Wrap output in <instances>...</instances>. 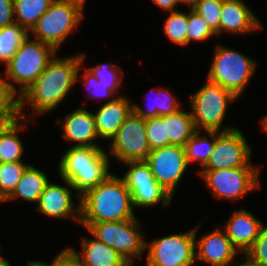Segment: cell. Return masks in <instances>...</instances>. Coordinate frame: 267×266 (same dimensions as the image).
I'll return each instance as SVG.
<instances>
[{"label": "cell", "mask_w": 267, "mask_h": 266, "mask_svg": "<svg viewBox=\"0 0 267 266\" xmlns=\"http://www.w3.org/2000/svg\"><path fill=\"white\" fill-rule=\"evenodd\" d=\"M85 56V53L62 58L55 55L35 82L20 96L21 118L34 120L35 115L54 111L75 87ZM27 103L34 112L32 117L24 112Z\"/></svg>", "instance_id": "cell-1"}, {"label": "cell", "mask_w": 267, "mask_h": 266, "mask_svg": "<svg viewBox=\"0 0 267 266\" xmlns=\"http://www.w3.org/2000/svg\"><path fill=\"white\" fill-rule=\"evenodd\" d=\"M80 223L125 221L137 218L130 190L121 177L110 174L80 196Z\"/></svg>", "instance_id": "cell-2"}, {"label": "cell", "mask_w": 267, "mask_h": 266, "mask_svg": "<svg viewBox=\"0 0 267 266\" xmlns=\"http://www.w3.org/2000/svg\"><path fill=\"white\" fill-rule=\"evenodd\" d=\"M61 179L69 181L77 199L110 175V159L103 147L70 146L58 163Z\"/></svg>", "instance_id": "cell-3"}, {"label": "cell", "mask_w": 267, "mask_h": 266, "mask_svg": "<svg viewBox=\"0 0 267 266\" xmlns=\"http://www.w3.org/2000/svg\"><path fill=\"white\" fill-rule=\"evenodd\" d=\"M29 35L22 41L18 50L5 66L3 80L21 96L43 72L57 54L56 50ZM12 80V82H11ZM14 82L18 84L16 88Z\"/></svg>", "instance_id": "cell-4"}, {"label": "cell", "mask_w": 267, "mask_h": 266, "mask_svg": "<svg viewBox=\"0 0 267 266\" xmlns=\"http://www.w3.org/2000/svg\"><path fill=\"white\" fill-rule=\"evenodd\" d=\"M214 51L207 80L231 91L239 99L254 77L257 64L242 52L221 44Z\"/></svg>", "instance_id": "cell-5"}, {"label": "cell", "mask_w": 267, "mask_h": 266, "mask_svg": "<svg viewBox=\"0 0 267 266\" xmlns=\"http://www.w3.org/2000/svg\"><path fill=\"white\" fill-rule=\"evenodd\" d=\"M83 8L80 3L74 1L54 0L28 35L33 34L35 40L58 51L85 17Z\"/></svg>", "instance_id": "cell-6"}, {"label": "cell", "mask_w": 267, "mask_h": 266, "mask_svg": "<svg viewBox=\"0 0 267 266\" xmlns=\"http://www.w3.org/2000/svg\"><path fill=\"white\" fill-rule=\"evenodd\" d=\"M238 98L229 90L207 80L191 97V115L196 130L225 132L235 127L223 128L227 107Z\"/></svg>", "instance_id": "cell-7"}, {"label": "cell", "mask_w": 267, "mask_h": 266, "mask_svg": "<svg viewBox=\"0 0 267 266\" xmlns=\"http://www.w3.org/2000/svg\"><path fill=\"white\" fill-rule=\"evenodd\" d=\"M89 233L113 248L125 261L134 262L145 252L144 236L138 218L125 221L80 223ZM135 258V259H134Z\"/></svg>", "instance_id": "cell-8"}, {"label": "cell", "mask_w": 267, "mask_h": 266, "mask_svg": "<svg viewBox=\"0 0 267 266\" xmlns=\"http://www.w3.org/2000/svg\"><path fill=\"white\" fill-rule=\"evenodd\" d=\"M216 199L237 201L260 188V168L244 166L220 170H198Z\"/></svg>", "instance_id": "cell-9"}, {"label": "cell", "mask_w": 267, "mask_h": 266, "mask_svg": "<svg viewBox=\"0 0 267 266\" xmlns=\"http://www.w3.org/2000/svg\"><path fill=\"white\" fill-rule=\"evenodd\" d=\"M200 226L186 233L170 234L151 242L148 248L146 266H195V240Z\"/></svg>", "instance_id": "cell-10"}, {"label": "cell", "mask_w": 267, "mask_h": 266, "mask_svg": "<svg viewBox=\"0 0 267 266\" xmlns=\"http://www.w3.org/2000/svg\"><path fill=\"white\" fill-rule=\"evenodd\" d=\"M111 154L118 162L146 161L151 149L147 139L145 119L133 110L119 127L109 144Z\"/></svg>", "instance_id": "cell-11"}, {"label": "cell", "mask_w": 267, "mask_h": 266, "mask_svg": "<svg viewBox=\"0 0 267 266\" xmlns=\"http://www.w3.org/2000/svg\"><path fill=\"white\" fill-rule=\"evenodd\" d=\"M128 170L122 180L132 195L134 208H148L161 203L169 207L173 197L156 181L145 161L125 162Z\"/></svg>", "instance_id": "cell-12"}, {"label": "cell", "mask_w": 267, "mask_h": 266, "mask_svg": "<svg viewBox=\"0 0 267 266\" xmlns=\"http://www.w3.org/2000/svg\"><path fill=\"white\" fill-rule=\"evenodd\" d=\"M244 136L238 128L225 132L217 131L213 151L207 164L201 170L254 166L250 162L253 151Z\"/></svg>", "instance_id": "cell-13"}, {"label": "cell", "mask_w": 267, "mask_h": 266, "mask_svg": "<svg viewBox=\"0 0 267 266\" xmlns=\"http://www.w3.org/2000/svg\"><path fill=\"white\" fill-rule=\"evenodd\" d=\"M156 181L174 197L181 178L188 168L184 147L167 145L151 150L145 161Z\"/></svg>", "instance_id": "cell-14"}, {"label": "cell", "mask_w": 267, "mask_h": 266, "mask_svg": "<svg viewBox=\"0 0 267 266\" xmlns=\"http://www.w3.org/2000/svg\"><path fill=\"white\" fill-rule=\"evenodd\" d=\"M62 180L63 186L50 181L46 184L37 203V211L53 218L67 219L73 217L76 222L80 223V199H78V206H76L71 197L73 196L72 190L75 191L74 187L69 181Z\"/></svg>", "instance_id": "cell-15"}, {"label": "cell", "mask_w": 267, "mask_h": 266, "mask_svg": "<svg viewBox=\"0 0 267 266\" xmlns=\"http://www.w3.org/2000/svg\"><path fill=\"white\" fill-rule=\"evenodd\" d=\"M220 229L218 227L195 240V260L211 266H228L235 260L239 252L225 231Z\"/></svg>", "instance_id": "cell-16"}, {"label": "cell", "mask_w": 267, "mask_h": 266, "mask_svg": "<svg viewBox=\"0 0 267 266\" xmlns=\"http://www.w3.org/2000/svg\"><path fill=\"white\" fill-rule=\"evenodd\" d=\"M62 128V137L68 142H77L73 146L77 147H102L95 143L97 138V127L93 112L85 108L78 107L71 113L65 115L63 119H56Z\"/></svg>", "instance_id": "cell-17"}, {"label": "cell", "mask_w": 267, "mask_h": 266, "mask_svg": "<svg viewBox=\"0 0 267 266\" xmlns=\"http://www.w3.org/2000/svg\"><path fill=\"white\" fill-rule=\"evenodd\" d=\"M262 223L252 213L242 208L233 211L223 230L238 252L245 255L259 236Z\"/></svg>", "instance_id": "cell-18"}, {"label": "cell", "mask_w": 267, "mask_h": 266, "mask_svg": "<svg viewBox=\"0 0 267 266\" xmlns=\"http://www.w3.org/2000/svg\"><path fill=\"white\" fill-rule=\"evenodd\" d=\"M261 28L260 20L243 0H223L220 35L223 32L244 35Z\"/></svg>", "instance_id": "cell-19"}, {"label": "cell", "mask_w": 267, "mask_h": 266, "mask_svg": "<svg viewBox=\"0 0 267 266\" xmlns=\"http://www.w3.org/2000/svg\"><path fill=\"white\" fill-rule=\"evenodd\" d=\"M132 101L133 99L129 100L119 94L113 100L106 101L96 110L93 116L97 127V135L100 139H112L127 116L132 112Z\"/></svg>", "instance_id": "cell-20"}, {"label": "cell", "mask_w": 267, "mask_h": 266, "mask_svg": "<svg viewBox=\"0 0 267 266\" xmlns=\"http://www.w3.org/2000/svg\"><path fill=\"white\" fill-rule=\"evenodd\" d=\"M93 238L82 237V253L68 247L77 257L80 266H123L127 263L113 248Z\"/></svg>", "instance_id": "cell-21"}, {"label": "cell", "mask_w": 267, "mask_h": 266, "mask_svg": "<svg viewBox=\"0 0 267 266\" xmlns=\"http://www.w3.org/2000/svg\"><path fill=\"white\" fill-rule=\"evenodd\" d=\"M32 121L20 117L14 122L0 126V163L23 162L21 158L24 147L18 133Z\"/></svg>", "instance_id": "cell-22"}, {"label": "cell", "mask_w": 267, "mask_h": 266, "mask_svg": "<svg viewBox=\"0 0 267 266\" xmlns=\"http://www.w3.org/2000/svg\"><path fill=\"white\" fill-rule=\"evenodd\" d=\"M48 182L49 180L45 172L30 164L24 171L12 194L4 202L21 198L28 202H36L37 204Z\"/></svg>", "instance_id": "cell-23"}, {"label": "cell", "mask_w": 267, "mask_h": 266, "mask_svg": "<svg viewBox=\"0 0 267 266\" xmlns=\"http://www.w3.org/2000/svg\"><path fill=\"white\" fill-rule=\"evenodd\" d=\"M151 94V96L149 94L147 95V97H150L148 99H150L151 102L147 99V102L150 104H146V109H143V107L133 103V111L140 115L143 119H149L158 116L162 117L164 115L175 113L182 108L180 107L181 102L178 101V97L174 96L168 89L157 87L152 89Z\"/></svg>", "instance_id": "cell-24"}, {"label": "cell", "mask_w": 267, "mask_h": 266, "mask_svg": "<svg viewBox=\"0 0 267 266\" xmlns=\"http://www.w3.org/2000/svg\"><path fill=\"white\" fill-rule=\"evenodd\" d=\"M164 118L166 137H168V145L184 144L197 131L191 112L183 111L182 108L172 114L162 116Z\"/></svg>", "instance_id": "cell-25"}, {"label": "cell", "mask_w": 267, "mask_h": 266, "mask_svg": "<svg viewBox=\"0 0 267 266\" xmlns=\"http://www.w3.org/2000/svg\"><path fill=\"white\" fill-rule=\"evenodd\" d=\"M201 133V130H197L183 147L187 164L198 162L203 168L213 151L217 131H204L210 140L205 136H201Z\"/></svg>", "instance_id": "cell-26"}, {"label": "cell", "mask_w": 267, "mask_h": 266, "mask_svg": "<svg viewBox=\"0 0 267 266\" xmlns=\"http://www.w3.org/2000/svg\"><path fill=\"white\" fill-rule=\"evenodd\" d=\"M54 0H13L15 23L27 33L47 11Z\"/></svg>", "instance_id": "cell-27"}, {"label": "cell", "mask_w": 267, "mask_h": 266, "mask_svg": "<svg viewBox=\"0 0 267 266\" xmlns=\"http://www.w3.org/2000/svg\"><path fill=\"white\" fill-rule=\"evenodd\" d=\"M28 33L18 24L14 23L0 28V64H7Z\"/></svg>", "instance_id": "cell-28"}, {"label": "cell", "mask_w": 267, "mask_h": 266, "mask_svg": "<svg viewBox=\"0 0 267 266\" xmlns=\"http://www.w3.org/2000/svg\"><path fill=\"white\" fill-rule=\"evenodd\" d=\"M20 117V96L0 76V126Z\"/></svg>", "instance_id": "cell-29"}, {"label": "cell", "mask_w": 267, "mask_h": 266, "mask_svg": "<svg viewBox=\"0 0 267 266\" xmlns=\"http://www.w3.org/2000/svg\"><path fill=\"white\" fill-rule=\"evenodd\" d=\"M30 164L23 162L0 163V201L4 202L14 191Z\"/></svg>", "instance_id": "cell-30"}, {"label": "cell", "mask_w": 267, "mask_h": 266, "mask_svg": "<svg viewBox=\"0 0 267 266\" xmlns=\"http://www.w3.org/2000/svg\"><path fill=\"white\" fill-rule=\"evenodd\" d=\"M163 30L170 42L187 46L188 13H183L179 9L170 12Z\"/></svg>", "instance_id": "cell-31"}, {"label": "cell", "mask_w": 267, "mask_h": 266, "mask_svg": "<svg viewBox=\"0 0 267 266\" xmlns=\"http://www.w3.org/2000/svg\"><path fill=\"white\" fill-rule=\"evenodd\" d=\"M222 3L223 0H200L193 7V10L208 23L217 36H220Z\"/></svg>", "instance_id": "cell-32"}, {"label": "cell", "mask_w": 267, "mask_h": 266, "mask_svg": "<svg viewBox=\"0 0 267 266\" xmlns=\"http://www.w3.org/2000/svg\"><path fill=\"white\" fill-rule=\"evenodd\" d=\"M217 36L208 23L193 9L188 12L187 46L193 42H202Z\"/></svg>", "instance_id": "cell-33"}, {"label": "cell", "mask_w": 267, "mask_h": 266, "mask_svg": "<svg viewBox=\"0 0 267 266\" xmlns=\"http://www.w3.org/2000/svg\"><path fill=\"white\" fill-rule=\"evenodd\" d=\"M147 139L151 150L168 145L164 118L161 116L145 119Z\"/></svg>", "instance_id": "cell-34"}, {"label": "cell", "mask_w": 267, "mask_h": 266, "mask_svg": "<svg viewBox=\"0 0 267 266\" xmlns=\"http://www.w3.org/2000/svg\"><path fill=\"white\" fill-rule=\"evenodd\" d=\"M81 76L83 77V84L86 86L89 96L93 98L101 99V97H109L111 101L115 98V93L118 92L119 87H121V85H110L99 82L87 69Z\"/></svg>", "instance_id": "cell-35"}, {"label": "cell", "mask_w": 267, "mask_h": 266, "mask_svg": "<svg viewBox=\"0 0 267 266\" xmlns=\"http://www.w3.org/2000/svg\"><path fill=\"white\" fill-rule=\"evenodd\" d=\"M87 70L96 77L99 82L110 85H121L124 72L120 66L112 63H98L95 67H89Z\"/></svg>", "instance_id": "cell-36"}, {"label": "cell", "mask_w": 267, "mask_h": 266, "mask_svg": "<svg viewBox=\"0 0 267 266\" xmlns=\"http://www.w3.org/2000/svg\"><path fill=\"white\" fill-rule=\"evenodd\" d=\"M252 262L259 266H267V226L261 225L259 236L252 247L245 253Z\"/></svg>", "instance_id": "cell-37"}, {"label": "cell", "mask_w": 267, "mask_h": 266, "mask_svg": "<svg viewBox=\"0 0 267 266\" xmlns=\"http://www.w3.org/2000/svg\"><path fill=\"white\" fill-rule=\"evenodd\" d=\"M14 23L13 0H0V28Z\"/></svg>", "instance_id": "cell-38"}, {"label": "cell", "mask_w": 267, "mask_h": 266, "mask_svg": "<svg viewBox=\"0 0 267 266\" xmlns=\"http://www.w3.org/2000/svg\"><path fill=\"white\" fill-rule=\"evenodd\" d=\"M48 266H80V264L73 252L66 247L56 255L52 263H48Z\"/></svg>", "instance_id": "cell-39"}, {"label": "cell", "mask_w": 267, "mask_h": 266, "mask_svg": "<svg viewBox=\"0 0 267 266\" xmlns=\"http://www.w3.org/2000/svg\"><path fill=\"white\" fill-rule=\"evenodd\" d=\"M159 8L169 12L177 11L176 6L179 4L178 0H152Z\"/></svg>", "instance_id": "cell-40"}, {"label": "cell", "mask_w": 267, "mask_h": 266, "mask_svg": "<svg viewBox=\"0 0 267 266\" xmlns=\"http://www.w3.org/2000/svg\"><path fill=\"white\" fill-rule=\"evenodd\" d=\"M241 261L243 263L238 264V265H235L232 263V264H229L228 266H259L258 264H255L254 262H252L247 256L245 257V259L244 257H242Z\"/></svg>", "instance_id": "cell-41"}, {"label": "cell", "mask_w": 267, "mask_h": 266, "mask_svg": "<svg viewBox=\"0 0 267 266\" xmlns=\"http://www.w3.org/2000/svg\"><path fill=\"white\" fill-rule=\"evenodd\" d=\"M26 266H48V264L47 263H45L44 261H36V260H29V261H27V264H26Z\"/></svg>", "instance_id": "cell-42"}, {"label": "cell", "mask_w": 267, "mask_h": 266, "mask_svg": "<svg viewBox=\"0 0 267 266\" xmlns=\"http://www.w3.org/2000/svg\"><path fill=\"white\" fill-rule=\"evenodd\" d=\"M179 3H183L185 5L190 6V9H193V7L200 1V0H178Z\"/></svg>", "instance_id": "cell-43"}, {"label": "cell", "mask_w": 267, "mask_h": 266, "mask_svg": "<svg viewBox=\"0 0 267 266\" xmlns=\"http://www.w3.org/2000/svg\"><path fill=\"white\" fill-rule=\"evenodd\" d=\"M262 120V121H261ZM260 120V124H261V127H262V131H264L266 134H267V114L262 117V119Z\"/></svg>", "instance_id": "cell-44"}, {"label": "cell", "mask_w": 267, "mask_h": 266, "mask_svg": "<svg viewBox=\"0 0 267 266\" xmlns=\"http://www.w3.org/2000/svg\"><path fill=\"white\" fill-rule=\"evenodd\" d=\"M1 250V246H0ZM0 266H11V263L7 260V258H3V256L0 255Z\"/></svg>", "instance_id": "cell-45"}, {"label": "cell", "mask_w": 267, "mask_h": 266, "mask_svg": "<svg viewBox=\"0 0 267 266\" xmlns=\"http://www.w3.org/2000/svg\"><path fill=\"white\" fill-rule=\"evenodd\" d=\"M70 1H74V2H77V3H80L83 7L84 5L86 4V0H70Z\"/></svg>", "instance_id": "cell-46"}, {"label": "cell", "mask_w": 267, "mask_h": 266, "mask_svg": "<svg viewBox=\"0 0 267 266\" xmlns=\"http://www.w3.org/2000/svg\"><path fill=\"white\" fill-rule=\"evenodd\" d=\"M123 266H134L133 262H127L126 264H124Z\"/></svg>", "instance_id": "cell-47"}]
</instances>
